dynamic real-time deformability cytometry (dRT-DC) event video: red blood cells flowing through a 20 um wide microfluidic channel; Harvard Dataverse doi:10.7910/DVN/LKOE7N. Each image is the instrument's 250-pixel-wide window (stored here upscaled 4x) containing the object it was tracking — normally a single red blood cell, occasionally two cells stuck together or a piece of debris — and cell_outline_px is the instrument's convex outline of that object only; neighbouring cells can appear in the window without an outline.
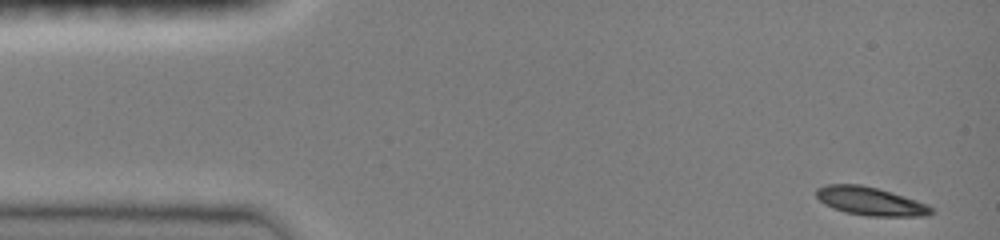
{"species": "common noctule bat (a hibernating species)", "species_latin": "Nyctalus noctula", "temperature_condition": "room temperature", "stored_images_in_passage": 43, "camera_frame_rate_fps": 3000, "um_per_image_px": 0.085, "animal": {"sex": "female", "body_mass_g": 19.0, "forearm_length_mm": 51.5}, "frame": {"image": 1, "passage_image": 1, "time_ms": 0.0, "image_size_px": [1000, 240], "cell_outline_px": [[936, 212], [928, 216], [868, 216], [844, 212], [832, 208], [824, 204], [816, 196], [816, 188], [828, 184], [860, 184], [876, 188], [924, 204], [932, 208]], "centroid_in_image_um": [73.92, 17.12], "position_along_channel_um": 11.1, "area_um2": 18.67}}
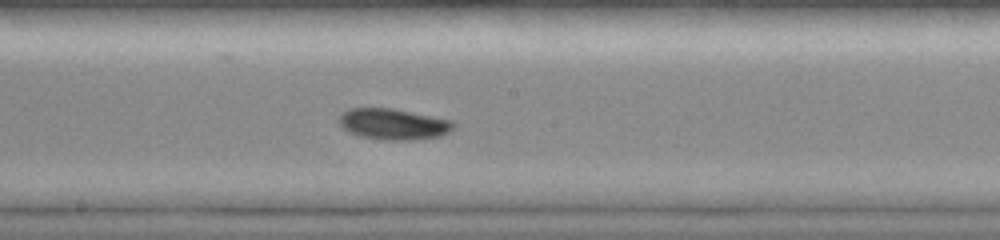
{"frame": {"image": 2, "passage_image": 24, "time_ms": 7.667, "image_size_px": [1000, 240], "cell_outline_px": [[456, 124], [448, 132], [440, 136], [412, 140], [380, 140], [360, 136], [348, 132], [336, 120], [340, 112], [348, 108], [392, 108], [452, 120]], "centroid_in_image_um": [33.37, 10.54], "position_along_channel_um": 214.8, "area_um2": 20.92}}
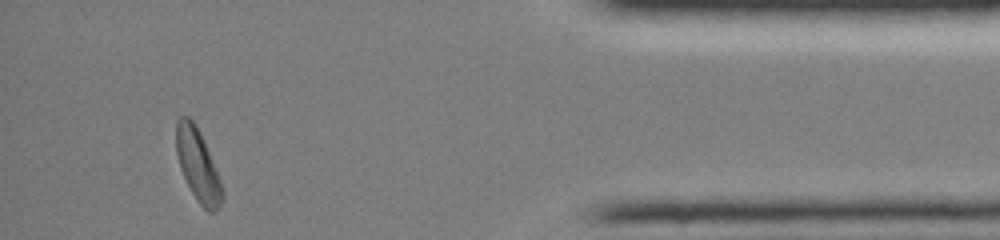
{"frame": {"image": 3, "passage_image": 42, "time_ms": 13.667, "image_size_px": [1000, 240], "cell_outline_px": [[224, 196], [220, 204], [212, 212], [208, 212], [200, 204], [192, 192], [180, 168], [176, 152], [176, 120], [180, 116], [188, 116], [196, 124], [204, 140], [216, 168], [224, 188]], "centroid_in_image_um": [16.82, 14.0], "position_along_channel_um": 418.4, "area_um2": 19.31}, "authors_computed_cell_mechanics": {"area_um2": 19.652, "velocity_mm_per_s": 4.0364, "shape_relaxation_time_tau1_ms": 3.0075, "shape_relaxation_time_tau2_ms": null, "deformation_change_tau1": 0.1464, "deformation_change_tau2": null}}